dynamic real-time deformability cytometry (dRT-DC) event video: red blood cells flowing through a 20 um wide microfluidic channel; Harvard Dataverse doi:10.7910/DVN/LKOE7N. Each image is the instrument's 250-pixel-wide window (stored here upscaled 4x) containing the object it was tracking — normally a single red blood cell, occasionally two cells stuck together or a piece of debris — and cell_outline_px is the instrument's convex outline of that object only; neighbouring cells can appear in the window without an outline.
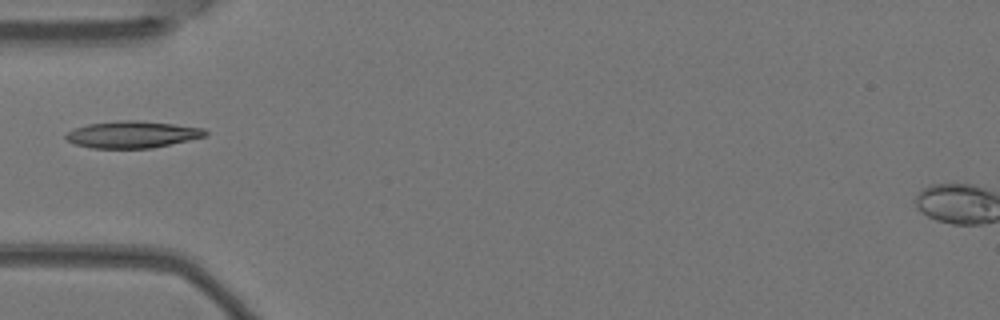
{"species": "Egyptian fruit bat (a non-hibernating species)", "species_latin": "Rousettus aegyptiacus", "temperature_condition": "warm", "stored_images_in_passage": 3, "camera_frame_rate_fps": 3000, "um_per_image_px": 0.085, "animal": {"sex": "female"}, "frame": {"image": 1, "passage_image": 3, "time_ms": 0.667, "image_size_px": [1000, 320], "cell_outline_px": [[208, 132], [204, 136], [188, 140], [152, 148], [92, 148], [76, 144], [68, 140], [64, 136], [68, 132], [76, 128], [88, 124], [124, 120], [136, 120], [172, 124], [204, 128]], "centroid_in_image_um": [11.25, 11.43], "position_along_channel_um": 73.8, "area_um2": 21.44}}